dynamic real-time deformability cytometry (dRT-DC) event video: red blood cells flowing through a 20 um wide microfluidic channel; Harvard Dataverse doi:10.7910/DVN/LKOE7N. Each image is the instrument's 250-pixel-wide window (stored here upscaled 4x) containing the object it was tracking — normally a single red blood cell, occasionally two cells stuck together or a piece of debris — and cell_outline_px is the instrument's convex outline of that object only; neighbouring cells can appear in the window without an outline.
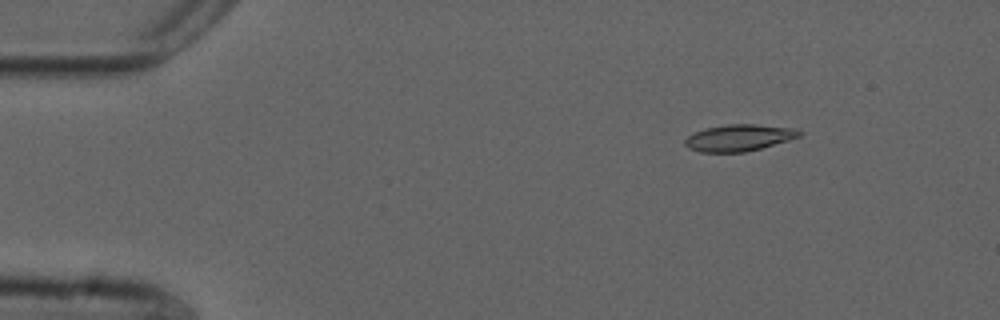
{"species": "common noctule bat (a hibernating species)", "species_latin": "Nyctalus noctula", "temperature_condition": "cold", "stored_images_in_passage": 46, "camera_frame_rate_fps": 3000, "um_per_image_px": 0.085, "animal": {"sex": "male", "forearm_length_mm": 52.5}, "frame": {"image": 1, "passage_image": 1, "time_ms": 0.0, "image_size_px": [1000, 320], "cell_outline_px": [[800, 136], [788, 140], [760, 148], [744, 152], [700, 152], [688, 148], [684, 144], [684, 140], [692, 132], [704, 128], [728, 124], [756, 124], [796, 128], [800, 132]], "centroid_in_image_um": [62.76, 11.7], "position_along_channel_um": 22.2, "area_um2": 17.74}}
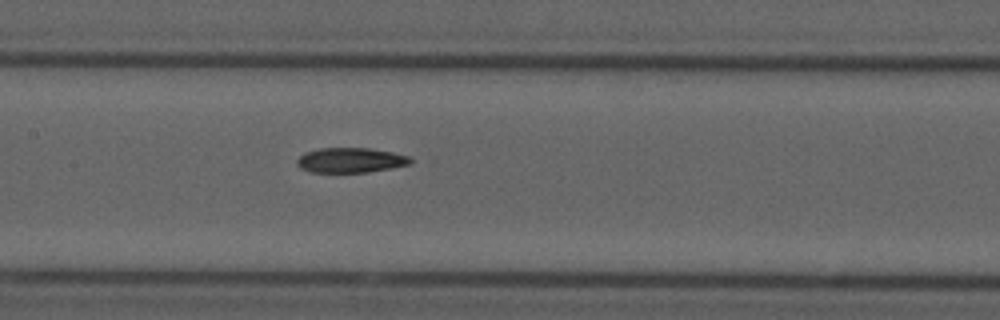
{"frame": {"image": 2, "passage_image": 20, "time_ms": 6.333, "image_size_px": [1000, 320], "cell_outline_px": [[416, 160], [412, 164], [392, 168], [368, 172], [312, 172], [300, 168], [296, 164], [296, 160], [304, 152], [320, 148], [368, 148], [392, 152], [408, 156]], "centroid_in_image_um": [29.83, 13.62], "position_along_channel_um": 177.6, "area_um2": 16.65}}
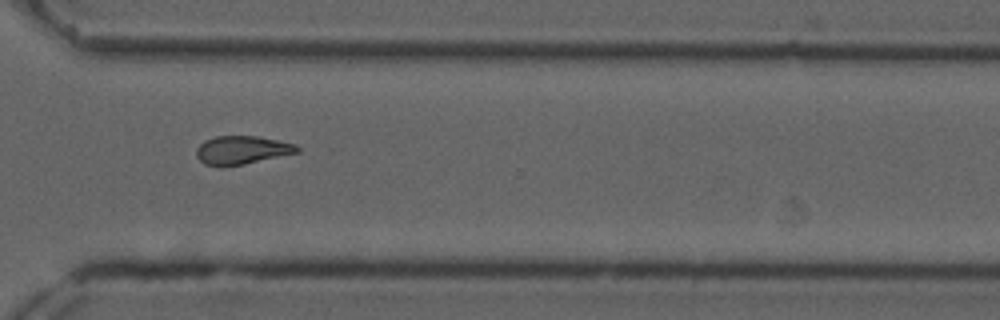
{"frame": {"image": 3, "passage_image": 34, "time_ms": 11.0, "image_size_px": [1000, 320], "cell_outline_px": [[300, 152], [244, 164], [224, 168], [220, 168], [204, 164], [196, 156], [196, 148], [204, 140], [216, 136], [256, 136], [296, 144], [300, 148]], "centroid_in_image_um": [20.53, 12.78], "position_along_channel_um": 350.1, "area_um2": 16.94}, "authors_computed_cell_mechanics": {"area_um2": 16.9932, "velocity_mm_per_s": 3.706, "shape_relaxation_time_tau1_ms": 7.5467, "shape_relaxation_time_tau2_ms": 5.4345, "deformation_change_tau1": 0.1919, "deformation_change_tau2": 0.1231}}